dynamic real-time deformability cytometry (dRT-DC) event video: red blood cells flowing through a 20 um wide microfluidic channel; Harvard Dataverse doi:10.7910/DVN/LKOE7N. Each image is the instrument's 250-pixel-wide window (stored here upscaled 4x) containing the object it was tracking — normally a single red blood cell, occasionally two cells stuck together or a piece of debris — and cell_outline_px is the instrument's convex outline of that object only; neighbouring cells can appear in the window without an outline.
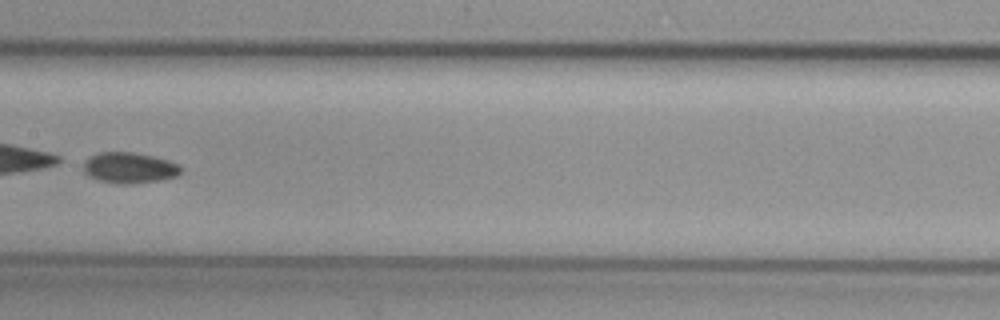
{"species": "common noctule bat (a hibernating species)", "species_latin": "Nyctalus noctula", "temperature_condition": "cold", "stored_images_in_passage": 6, "camera_frame_rate_fps": 3000, "um_per_image_px": 0.085, "animal": {"sex": "female", "body_mass_g": 29.2, "forearm_length_mm": 56.3}, "frame": {"image": 1, "passage_image": 6, "time_ms": 1.667, "image_size_px": [1000, 320], "cell_outline_px": [[180, 172], [176, 176], [160, 180], [132, 184], [120, 184], [96, 180], [88, 176], [84, 172], [84, 164], [92, 156], [100, 152], [132, 152], [152, 156], [168, 160], [180, 164]], "centroid_in_image_um": [11.0, 14.28], "position_along_channel_um": 196.4, "area_um2": 17.4}}